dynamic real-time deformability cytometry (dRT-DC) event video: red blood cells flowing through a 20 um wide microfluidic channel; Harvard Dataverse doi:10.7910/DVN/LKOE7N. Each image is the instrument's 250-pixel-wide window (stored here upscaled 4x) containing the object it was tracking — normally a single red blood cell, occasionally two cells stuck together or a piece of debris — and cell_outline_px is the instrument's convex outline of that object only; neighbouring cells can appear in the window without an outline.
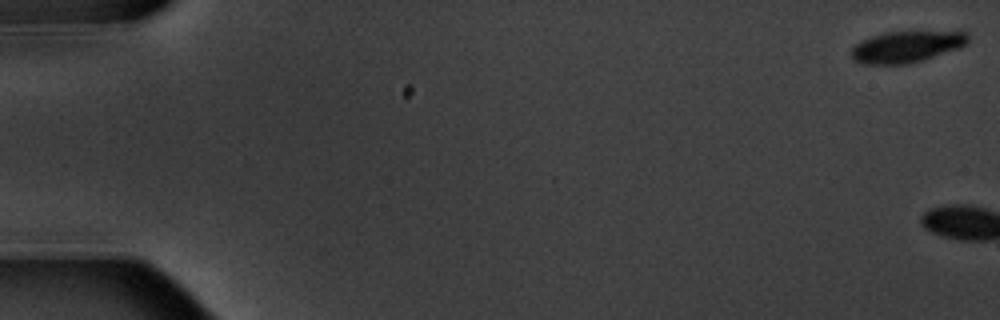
{"species": "common noctule bat (a hibernating species)", "species_latin": "Nyctalus noctula", "temperature_condition": "warm", "stored_images_in_passage": 2, "camera_frame_rate_fps": 3000, "um_per_image_px": 0.085, "animal": {"sex": "male", "body_mass_g": 20.1, "forearm_length_mm": 53.5}, "frame": {"image": 1, "passage_image": 1, "time_ms": 0.0, "image_size_px": [1000, 320], "cell_outline_px": [[968, 44], [960, 48], [924, 60], [908, 64], [860, 64], [848, 56], [852, 48], [860, 40], [872, 36], [888, 32], [968, 32]], "centroid_in_image_um": [77.02, 3.99], "position_along_channel_um": 8.0, "area_um2": 21.5}}